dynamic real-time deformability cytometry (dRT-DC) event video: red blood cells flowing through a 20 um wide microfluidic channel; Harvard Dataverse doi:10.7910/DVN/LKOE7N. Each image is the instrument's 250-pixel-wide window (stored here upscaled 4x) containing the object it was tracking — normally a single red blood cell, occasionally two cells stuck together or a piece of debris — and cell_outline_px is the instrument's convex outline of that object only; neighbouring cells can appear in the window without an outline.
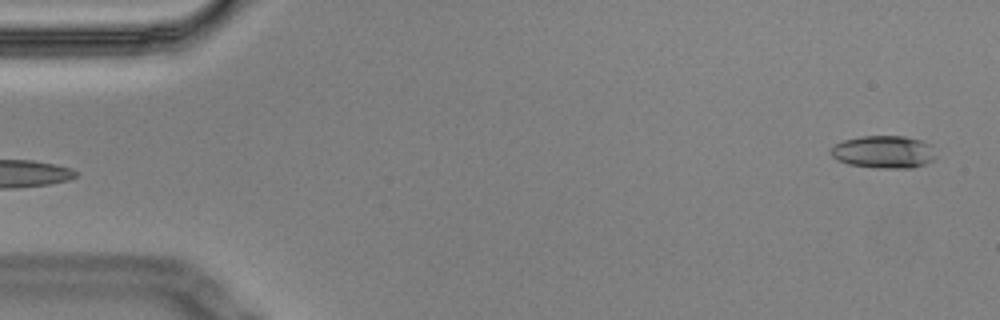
{"species": "Egyptian fruit bat (a non-hibernating species)", "species_latin": "Rousettus aegyptiacus", "temperature_condition": "cold", "stored_images_in_passage": 4, "segment_of_instrument_passage": [2, 2], "camera_frame_rate_fps": 3000, "um_per_image_px": 0.085, "animal": {"sex": "male"}, "frame": {"image": 1, "passage_image": 4, "time_ms": 1.0, "image_size_px": [1000, 320], "cell_outline_px": [[936, 156], [932, 160], [924, 164], [912, 168], [876, 168], [848, 164], [836, 160], [828, 152], [836, 144], [844, 140], [860, 136], [904, 136], [920, 140], [928, 144]], "centroid_in_image_um": [75.07, 12.92], "position_along_channel_um": 9.9, "area_um2": 19.88}}